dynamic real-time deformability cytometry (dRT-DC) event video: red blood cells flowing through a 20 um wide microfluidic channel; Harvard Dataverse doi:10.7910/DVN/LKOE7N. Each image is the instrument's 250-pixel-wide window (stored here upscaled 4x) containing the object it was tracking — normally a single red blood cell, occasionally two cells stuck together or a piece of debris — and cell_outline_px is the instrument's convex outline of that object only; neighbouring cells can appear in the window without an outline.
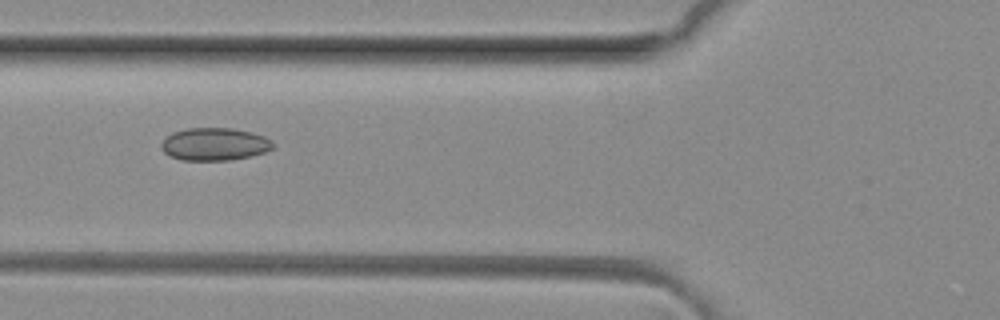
{"species": "common noctule bat (a hibernating species)", "species_latin": "Nyctalus noctula", "temperature_condition": "room temperature", "stored_images_in_passage": 5, "camera_frame_rate_fps": 3000, "um_per_image_px": 0.085, "animal": {"sex": "female", "body_mass_g": 29.2, "forearm_length_mm": 56.3}, "frame": {"image": 1, "passage_image": 5, "time_ms": 1.333, "image_size_px": [1000, 320], "cell_outline_px": [[276, 144], [272, 148], [264, 152], [248, 156], [228, 160], [180, 160], [164, 152], [160, 148], [160, 144], [172, 132], [188, 128], [232, 128], [252, 132], [264, 136], [272, 140]], "centroid_in_image_um": [18.24, 12.24], "position_along_channel_um": 107.6, "area_um2": 21.21}}